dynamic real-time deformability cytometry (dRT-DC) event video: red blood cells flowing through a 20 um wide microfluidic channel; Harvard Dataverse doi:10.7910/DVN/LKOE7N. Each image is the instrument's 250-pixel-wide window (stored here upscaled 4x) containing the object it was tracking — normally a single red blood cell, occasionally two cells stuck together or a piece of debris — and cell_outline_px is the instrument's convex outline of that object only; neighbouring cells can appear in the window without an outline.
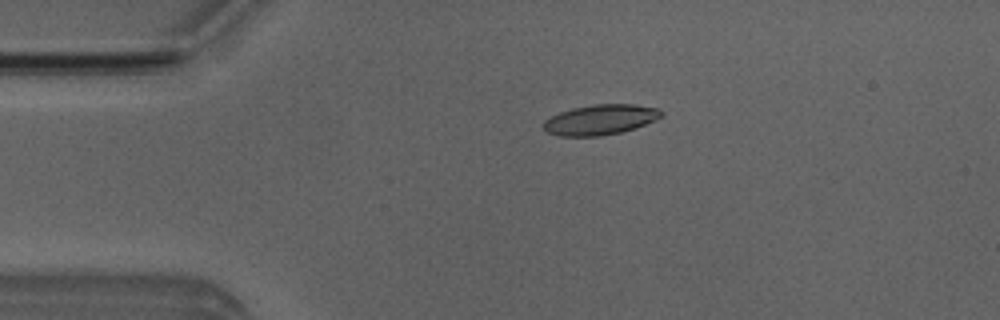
{"species": "Egyptian fruit bat (a non-hibernating species)", "species_latin": "Rousettus aegyptiacus", "temperature_condition": "room temperature", "stored_images_in_passage": 2, "camera_frame_rate_fps": 3000, "um_per_image_px": 0.085, "animal": {"sex": "male"}, "frame": {"image": 1, "passage_image": 1, "time_ms": 0.0, "image_size_px": [1000, 320], "cell_outline_px": [[664, 116], [644, 124], [620, 132], [600, 136], [560, 136], [548, 132], [544, 128], [544, 120], [560, 112], [572, 108], [592, 104], [636, 104], [660, 108], [664, 112]], "centroid_in_image_um": [51.06, 10.15], "position_along_channel_um": 33.9, "area_um2": 20.69}}